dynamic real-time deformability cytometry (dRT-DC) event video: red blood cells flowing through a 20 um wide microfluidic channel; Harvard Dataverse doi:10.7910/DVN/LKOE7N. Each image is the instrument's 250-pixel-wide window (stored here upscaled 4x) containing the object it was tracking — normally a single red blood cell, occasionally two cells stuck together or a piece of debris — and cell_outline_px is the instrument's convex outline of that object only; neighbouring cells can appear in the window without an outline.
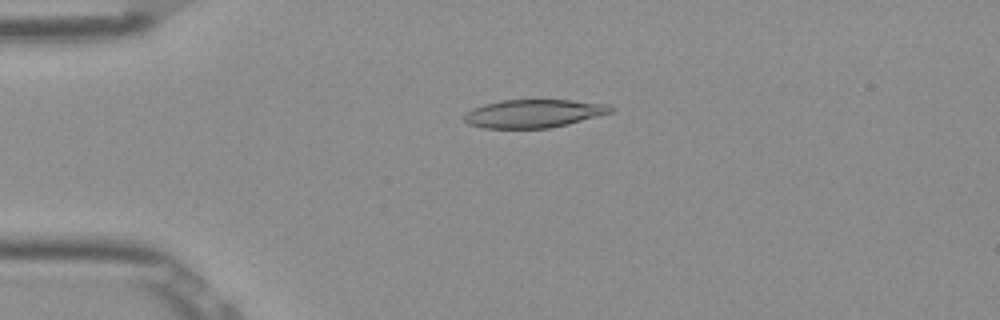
{"species": "Egyptian fruit bat (a non-hibernating species)", "species_latin": "Rousettus aegyptiacus", "temperature_condition": "room temperature", "stored_images_in_passage": 52, "camera_frame_rate_fps": 3000, "um_per_image_px": 0.085, "frame": {"image": 1, "passage_image": 12, "time_ms": 3.667, "image_size_px": [1000, 320], "cell_outline_px": [[616, 108], [612, 112], [568, 124], [548, 128], [484, 128], [468, 124], [464, 120], [464, 112], [472, 108], [484, 104], [500, 100], [572, 100], [608, 104]], "centroid_in_image_um": [45.35, 9.64], "position_along_channel_um": 39.7, "area_um2": 24.16}}
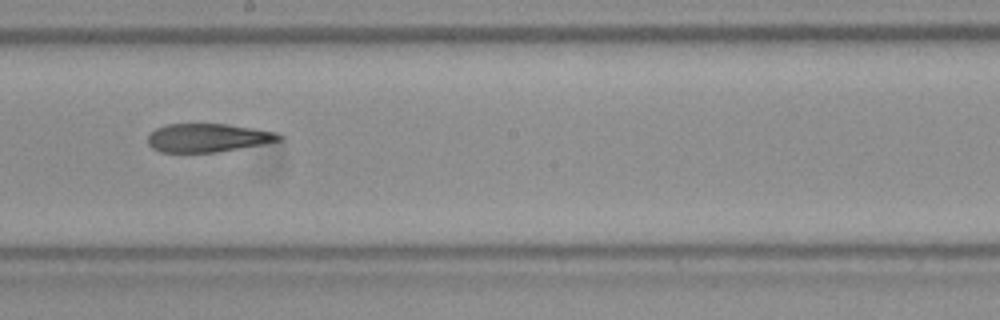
{"frame": {"image": 2, "passage_image": 29, "time_ms": 9.333, "image_size_px": [1000, 320], "cell_outline_px": [[284, 140], [216, 152], [160, 152], [152, 148], [148, 144], [148, 136], [156, 128], [168, 124], [228, 124], [276, 132], [284, 136]], "centroid_in_image_um": [17.68, 11.71], "position_along_channel_um": 230.5, "area_um2": 21.68}}
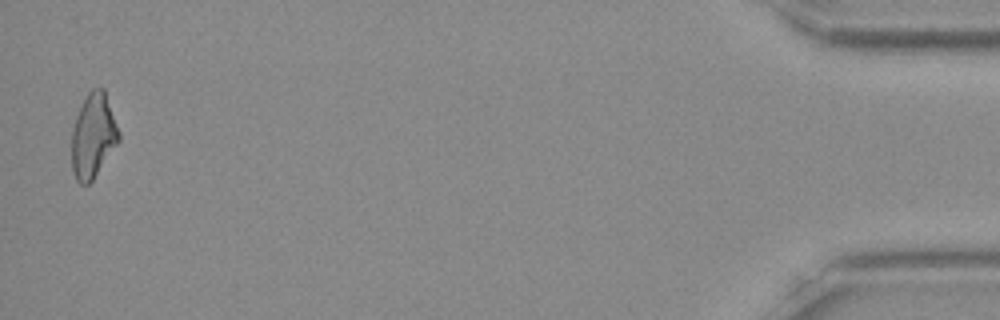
{"frame": {"image": 3, "passage_image": 51, "time_ms": 16.667, "image_size_px": [1000, 320], "cell_outline_px": [[120, 140], [92, 180], [88, 184], [80, 184], [76, 180], [72, 172], [72, 128], [76, 116], [88, 92], [92, 88], [104, 88], [120, 132]], "centroid_in_image_um": [7.92, 11.54], "position_along_channel_um": 427.3, "area_um2": 23.12}, "authors_computed_cell_mechanics": {"area_um2": 23.6691, "velocity_mm_per_s": 3.906, "shape_relaxation_time_tau1_ms": null, "shape_relaxation_time_tau2_ms": 6.597, "deformation_change_tau1": null, "deformation_change_tau2": 0.1844}}